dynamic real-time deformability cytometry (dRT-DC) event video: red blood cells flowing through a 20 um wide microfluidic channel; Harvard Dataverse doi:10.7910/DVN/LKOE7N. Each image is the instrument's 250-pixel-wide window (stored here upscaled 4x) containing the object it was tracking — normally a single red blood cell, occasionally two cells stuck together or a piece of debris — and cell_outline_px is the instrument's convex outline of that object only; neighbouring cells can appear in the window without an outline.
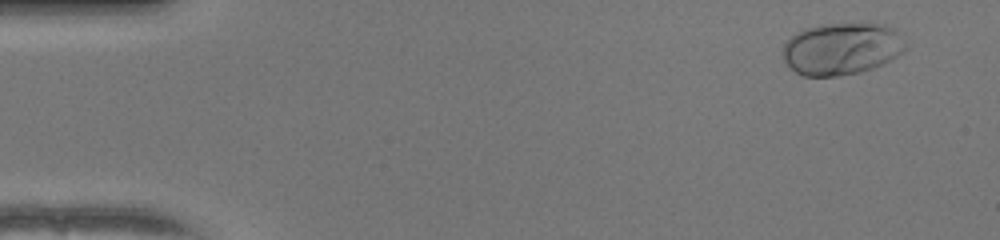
{"species": "human", "species_latin": "Homo sapiens", "temperature_condition": "warm", "stored_images_in_passage": 49, "camera_frame_rate_fps": 3000, "um_per_image_px": 0.085, "donor": {"sex": "female"}, "frame": {"image": 1, "passage_image": 1, "time_ms": 0.0, "image_size_px": [1000, 240], "cell_outline_px": [[908, 48], [904, 52], [872, 68], [860, 72], [840, 76], [804, 76], [796, 72], [784, 64], [780, 56], [784, 44], [796, 32], [808, 28], [824, 24], [864, 20], [884, 24], [896, 28], [908, 44]], "centroid_in_image_um": [71.57, 4.1], "position_along_channel_um": 13.4, "area_um2": 38.49}}
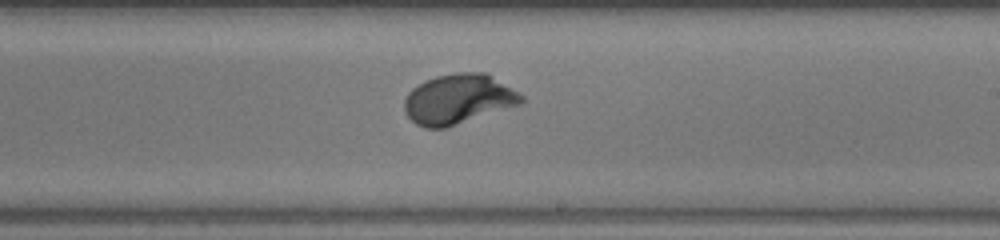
{"frame": {"image": 2, "passage_image": 28, "time_ms": 9.0, "image_size_px": [1000, 240], "cell_outline_px": [[524, 100], [520, 104], [444, 128], [424, 128], [416, 124], [404, 112], [404, 100], [408, 92], [412, 88], [424, 80], [436, 76], [456, 72], [488, 72], [520, 92], [524, 96]], "centroid_in_image_um": [38.96, 8.4], "position_along_channel_um": 250.0, "area_um2": 34.22}}
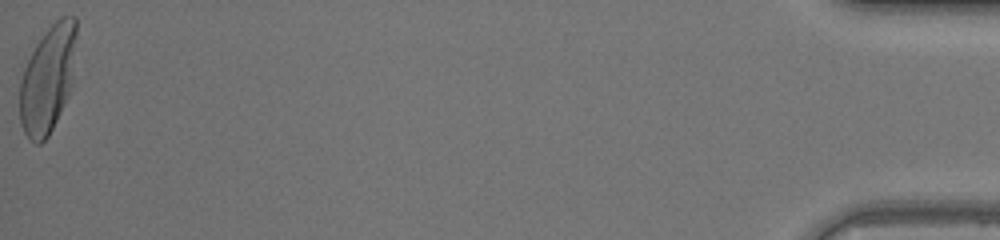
{"frame": {"image": 3, "passage_image": 49, "time_ms": 16.0, "image_size_px": [1000, 240], "cell_outline_px": [[76, 36], [72, 80], [68, 96], [48, 136], [40, 144], [36, 144], [28, 140], [20, 124], [20, 80], [24, 68], [36, 44], [48, 28], [60, 16], [76, 16]], "centroid_in_image_um": [4.05, 6.73], "position_along_channel_um": 431.2, "area_um2": 35.2}, "authors_computed_cell_mechanics": {"area_um2": 33.4662, "velocity_mm_per_s": 4.0583, "shape_relaxation_time_tau1_ms": 2.1083, "shape_relaxation_time_tau2_ms": null, "deformation_change_tau1": 0.2013, "deformation_change_tau2": null}}